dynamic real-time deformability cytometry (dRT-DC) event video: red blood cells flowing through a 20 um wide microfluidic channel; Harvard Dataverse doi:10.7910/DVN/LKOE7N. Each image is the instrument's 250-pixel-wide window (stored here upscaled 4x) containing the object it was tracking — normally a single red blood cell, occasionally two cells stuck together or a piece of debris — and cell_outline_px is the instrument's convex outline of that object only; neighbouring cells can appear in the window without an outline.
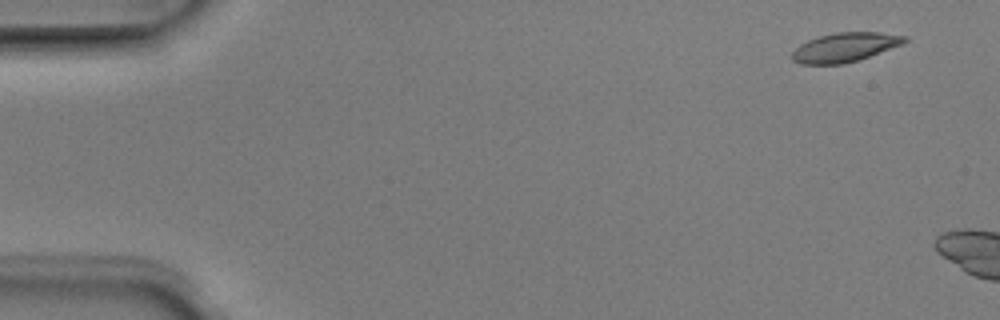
{"species": "Egyptian fruit bat (a non-hibernating species)", "species_latin": "Rousettus aegyptiacus", "temperature_condition": "room temperature", "stored_images_in_passage": 3, "camera_frame_rate_fps": 3000, "um_per_image_px": 0.085, "animal": {"sex": "male"}, "frame": {"image": 1, "passage_image": 1, "time_ms": 0.0, "image_size_px": [1000, 320], "cell_outline_px": [[908, 40], [904, 44], [844, 64], [800, 64], [792, 60], [792, 52], [800, 44], [808, 40], [820, 36], [836, 32], [880, 32], [908, 36]], "centroid_in_image_um": [71.83, 4.01], "position_along_channel_um": 13.2, "area_um2": 19.07}}